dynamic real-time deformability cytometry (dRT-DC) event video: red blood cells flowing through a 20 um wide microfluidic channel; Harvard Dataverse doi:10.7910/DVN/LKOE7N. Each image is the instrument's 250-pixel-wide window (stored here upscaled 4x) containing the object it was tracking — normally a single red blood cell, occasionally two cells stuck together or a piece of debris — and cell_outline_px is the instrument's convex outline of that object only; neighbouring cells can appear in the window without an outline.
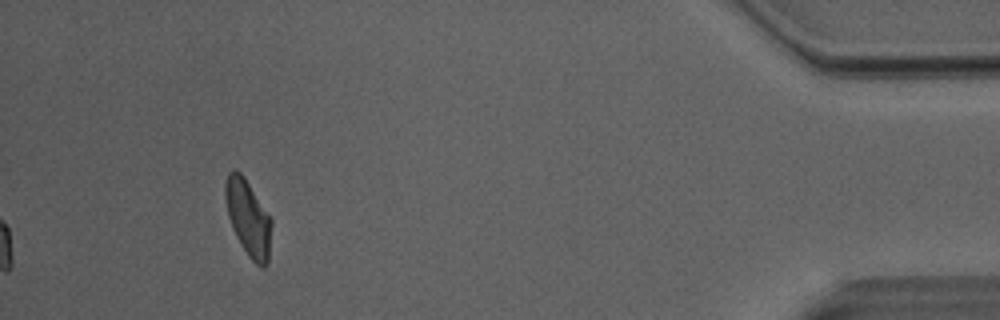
{"species": "Egyptian fruit bat (a non-hibernating species)", "species_latin": "Rousettus aegyptiacus", "temperature_condition": "room temperature", "stored_images_in_passage": 46, "camera_frame_rate_fps": 3000, "um_per_image_px": 0.085, "animal": {"sex": "male"}, "frame": {"image": 1, "passage_image": 46, "time_ms": 15.0, "image_size_px": [1000, 320], "cell_outline_px": [[272, 224], [268, 264], [264, 268], [260, 268], [248, 256], [240, 244], [232, 228], [228, 216], [224, 196], [224, 184], [228, 172], [232, 168], [236, 168], [244, 176], [272, 220]], "centroid_in_image_um": [21.08, 18.52], "position_along_channel_um": 414.1, "area_um2": 20.75}, "authors_computed_cell_mechanics": {"area_um2": 21.2704, "velocity_mm_per_s": 4.04, "shape_relaxation_time_tau1_ms": 6.948, "shape_relaxation_time_tau2_ms": 2.4408, "deformation_change_tau1": 0.1865, "deformation_change_tau2": 0.0932}}